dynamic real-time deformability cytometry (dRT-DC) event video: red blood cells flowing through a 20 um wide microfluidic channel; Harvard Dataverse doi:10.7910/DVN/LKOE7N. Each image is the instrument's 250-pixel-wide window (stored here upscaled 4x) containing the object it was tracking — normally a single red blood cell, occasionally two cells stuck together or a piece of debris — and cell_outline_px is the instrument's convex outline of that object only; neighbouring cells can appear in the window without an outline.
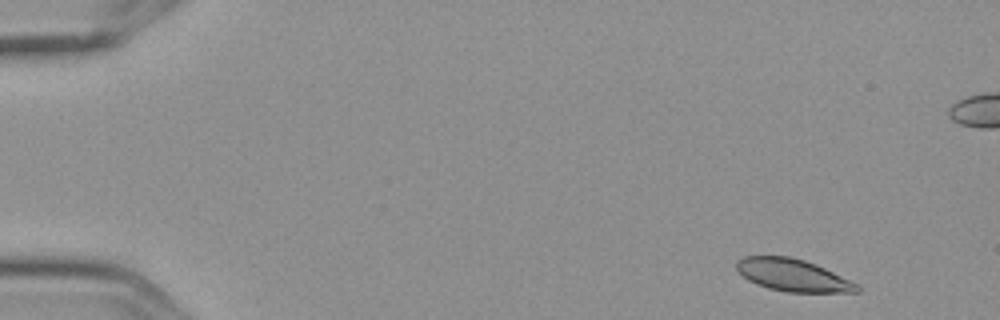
{"species": "Egyptian fruit bat (a non-hibernating species)", "species_latin": "Rousettus aegyptiacus", "temperature_condition": "cold", "stored_images_in_passage": 5, "camera_frame_rate_fps": 3000, "um_per_image_px": 0.085, "frame": {"image": 1, "passage_image": 1, "time_ms": 0.0, "image_size_px": [1000, 320], "cell_outline_px": [[860, 292], [788, 292], [768, 288], [756, 284], [748, 280], [736, 268], [736, 264], [744, 256], [788, 256], [804, 260], [816, 264], [860, 284]], "centroid_in_image_um": [67.44, 23.39], "position_along_channel_um": 17.6, "area_um2": 22.6}}